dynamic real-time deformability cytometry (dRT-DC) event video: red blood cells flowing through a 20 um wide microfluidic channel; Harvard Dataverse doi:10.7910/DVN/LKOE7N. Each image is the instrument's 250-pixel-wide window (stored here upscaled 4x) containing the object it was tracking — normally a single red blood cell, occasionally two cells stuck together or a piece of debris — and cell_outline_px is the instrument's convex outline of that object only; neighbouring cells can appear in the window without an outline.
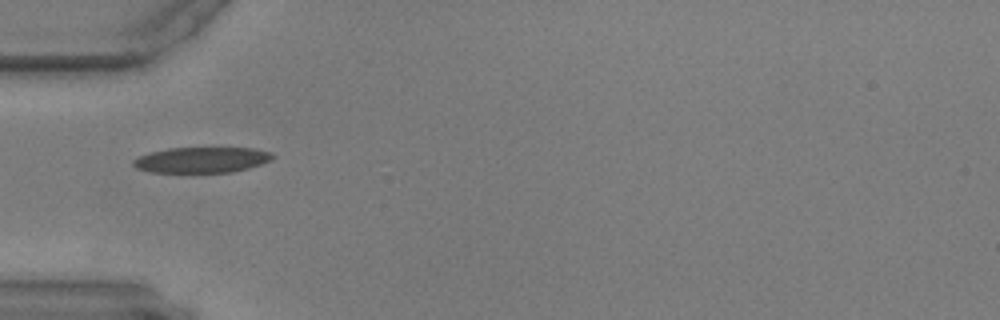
{"species": "common noctule bat (a hibernating species)", "species_latin": "Nyctalus noctula", "temperature_condition": "warm", "stored_images_in_passage": 35, "camera_frame_rate_fps": 3000, "um_per_image_px": 0.085, "animal": {"sex": "male", "body_mass_g": 17.9, "forearm_length_mm": 54.2}, "frame": {"image": 1, "passage_image": 1, "time_ms": 0.0, "image_size_px": [1000, 320], "cell_outline_px": [[276, 156], [272, 160], [248, 168], [232, 172], [152, 172], [136, 168], [132, 164], [132, 160], [140, 156], [152, 152], [168, 148], [252, 148], [272, 152]], "centroid_in_image_um": [17.18, 13.59], "position_along_channel_um": 67.8, "area_um2": 20.75}}
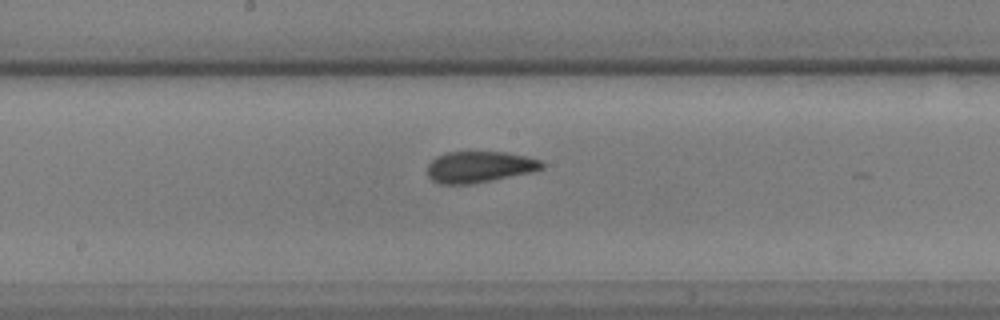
{"frame": {"image": 2, "passage_image": 13, "time_ms": 4.0, "image_size_px": [1000, 320], "cell_outline_px": [[544, 168], [532, 172], [472, 184], [440, 184], [432, 180], [428, 176], [428, 164], [436, 156], [448, 152], [504, 152], [524, 156], [540, 160], [544, 164]], "centroid_in_image_um": [40.74, 14.19], "position_along_channel_um": 207.5, "area_um2": 20.81}}
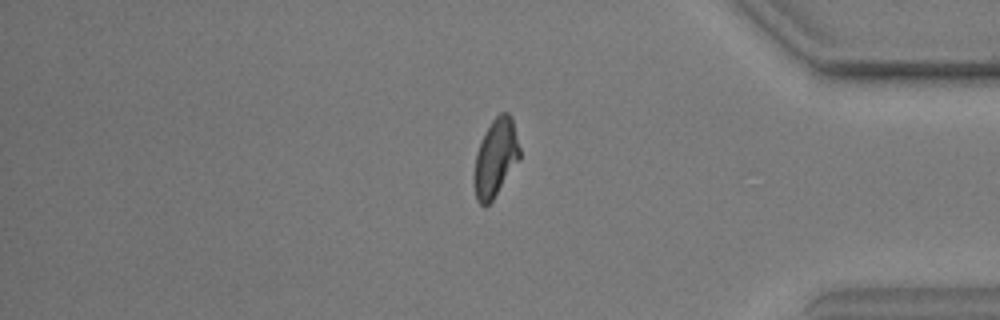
{"frame": {"image": 3, "passage_image": 31, "time_ms": 10.0, "image_size_px": [1000, 320], "cell_outline_px": [[520, 160], [492, 200], [484, 208], [476, 200], [472, 176], [476, 152], [484, 132], [492, 120], [500, 112], [508, 112], [512, 116], [520, 148]], "centroid_in_image_um": [42.11, 13.42], "position_along_channel_um": 393.1, "area_um2": 21.1}}